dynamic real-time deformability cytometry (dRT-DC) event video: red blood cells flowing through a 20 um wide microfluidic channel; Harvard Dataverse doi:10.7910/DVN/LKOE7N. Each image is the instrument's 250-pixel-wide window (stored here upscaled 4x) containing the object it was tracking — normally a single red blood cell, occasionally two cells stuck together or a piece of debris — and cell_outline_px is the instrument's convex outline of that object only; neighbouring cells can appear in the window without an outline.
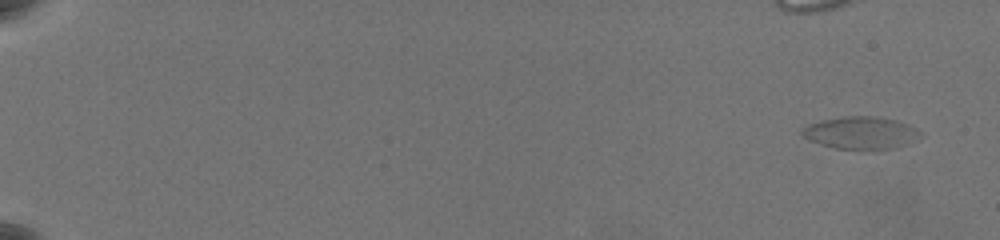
{"species": "common noctule bat (a hibernating species)", "species_latin": "Nyctalus noctula", "temperature_condition": "warm", "stored_images_in_passage": 65, "camera_frame_rate_fps": 3000, "um_per_image_px": 0.085, "animal": {"sex": "female", "body_mass_g": 19.5, "forearm_length_mm": 54.1}, "frame": {"image": 1, "passage_image": 1, "time_ms": 0.0, "image_size_px": [1000, 240], "cell_outline_px": [[924, 136], [896, 148], [836, 148], [820, 144], [808, 140], [800, 132], [808, 124], [820, 120], [844, 116], [880, 116], [896, 120], [908, 124], [924, 132]], "centroid_in_image_um": [73.21, 11.26], "position_along_channel_um": 11.8, "area_um2": 22.31}}
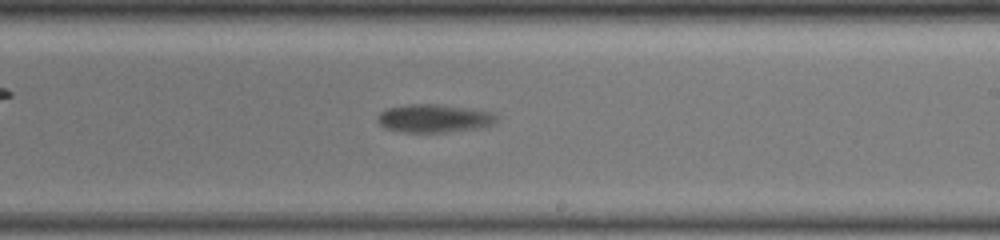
{"frame": {"image": 2, "passage_image": 42, "time_ms": 13.667, "image_size_px": [1000, 240], "cell_outline_px": [[500, 120], [496, 124], [488, 128], [448, 132], [400, 132], [384, 128], [376, 120], [376, 116], [384, 108], [412, 104], [436, 104], [492, 112], [500, 116]], "centroid_in_image_um": [36.96, 10.08], "position_along_channel_um": 252.0, "area_um2": 20.11}}
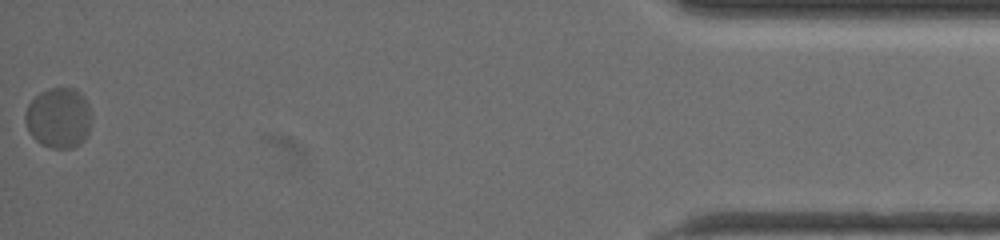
{"frame": {"image": 3, "passage_image": 65, "time_ms": 21.333, "image_size_px": [1000, 240], "cell_outline_px": [[88, 132], [84, 140], [80, 144], [72, 148], [52, 148], [40, 144], [32, 136], [24, 120], [24, 116], [28, 104], [40, 92], [48, 88], [72, 88], [80, 92], [84, 96], [88, 104]], "centroid_in_image_um": [4.95, 10.02], "position_along_channel_um": 430.3, "area_um2": 23.06}}